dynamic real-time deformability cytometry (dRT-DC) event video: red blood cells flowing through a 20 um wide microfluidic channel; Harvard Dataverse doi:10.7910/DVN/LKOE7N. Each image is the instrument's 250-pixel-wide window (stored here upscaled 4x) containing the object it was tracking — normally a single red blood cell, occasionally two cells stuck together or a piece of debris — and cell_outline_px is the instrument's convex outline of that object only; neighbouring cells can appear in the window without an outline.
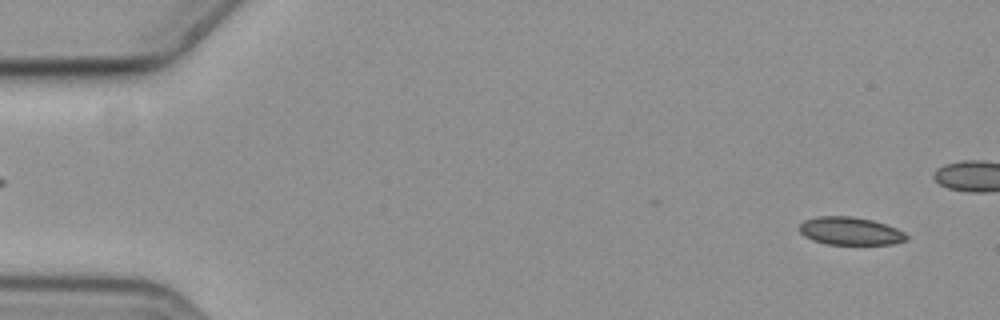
{"species": "common noctule bat (a hibernating species)", "species_latin": "Nyctalus noctula", "temperature_condition": "cold", "stored_images_in_passage": 46, "camera_frame_rate_fps": 3000, "um_per_image_px": 0.085, "animal": {"sex": "female", "body_mass_g": 19.3, "forearm_length_mm": 54.1}, "frame": {"image": 1, "passage_image": 3, "time_ms": 0.667, "image_size_px": [1000, 320], "cell_outline_px": [[908, 240], [892, 244], [828, 244], [812, 240], [804, 236], [800, 232], [800, 224], [804, 220], [816, 216], [852, 216], [872, 220], [896, 228], [904, 232], [908, 236]], "centroid_in_image_um": [72.26, 19.63], "position_along_channel_um": 12.7, "area_um2": 17.4}}
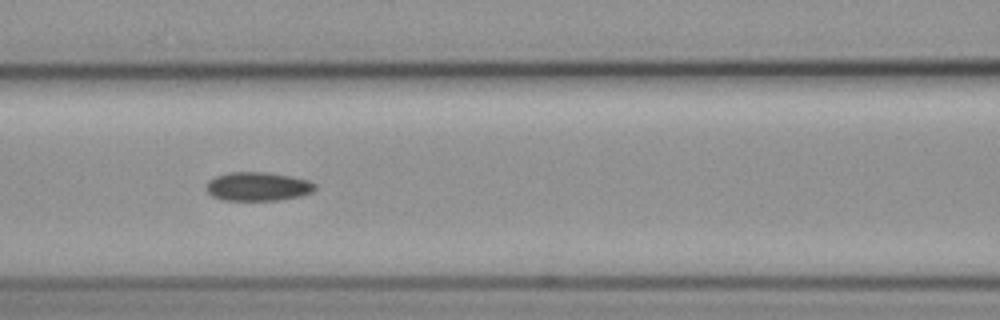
{"frame": {"image": 2, "passage_image": 25, "time_ms": 8.0, "image_size_px": [1000, 320], "cell_outline_px": [[316, 188], [312, 192], [300, 196], [280, 200], [220, 200], [212, 196], [208, 192], [208, 180], [216, 176], [228, 172], [264, 172], [288, 176], [308, 180], [316, 184]], "centroid_in_image_um": [21.92, 15.86], "position_along_channel_um": 144.7, "area_um2": 18.15}}
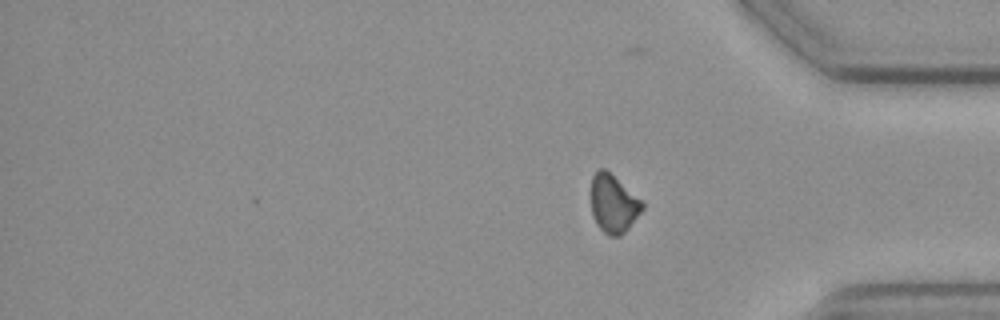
{"frame": {"image": 3, "passage_image": 46, "time_ms": 15.0, "image_size_px": [1000, 320], "cell_outline_px": [[644, 208], [628, 228], [620, 236], [608, 236], [596, 224], [592, 216], [592, 176], [600, 168], [604, 168], [640, 200], [644, 204]], "centroid_in_image_um": [52.12, 17.35], "position_along_channel_um": 383.1, "area_um2": 16.88}, "authors_computed_cell_mechanics": {"area_um2": 18.1203, "velocity_mm_per_s": 3.5709, "shape_relaxation_time_tau1_ms": null, "shape_relaxation_time_tau2_ms": 10.9541, "deformation_change_tau1": null, "deformation_change_tau2": 0.1416}}